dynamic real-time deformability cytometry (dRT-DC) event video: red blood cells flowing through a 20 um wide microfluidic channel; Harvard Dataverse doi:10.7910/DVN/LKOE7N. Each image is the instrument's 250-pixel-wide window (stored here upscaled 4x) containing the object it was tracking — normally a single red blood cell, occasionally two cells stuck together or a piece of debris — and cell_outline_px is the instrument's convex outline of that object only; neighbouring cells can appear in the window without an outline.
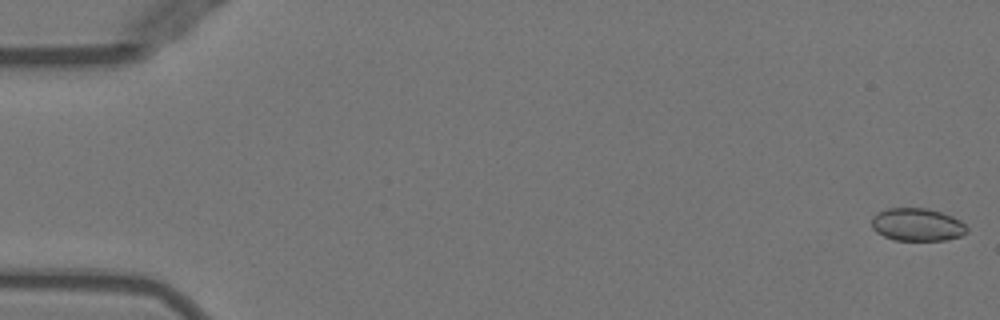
{"species": "Egyptian fruit bat (a non-hibernating species)", "species_latin": "Rousettus aegyptiacus", "temperature_condition": "warm", "stored_images_in_passage": 51, "camera_frame_rate_fps": 3000, "um_per_image_px": 0.085, "animal": {"sex": "female"}, "frame": {"image": 1, "passage_image": 1, "time_ms": 0.0, "image_size_px": [1000, 320], "cell_outline_px": [[968, 232], [960, 236], [944, 240], [896, 240], [884, 236], [876, 232], [872, 228], [872, 216], [876, 212], [888, 208], [928, 208], [952, 216], [960, 220], [968, 228]], "centroid_in_image_um": [77.95, 19.08], "position_along_channel_um": 7.1, "area_um2": 18.26}}
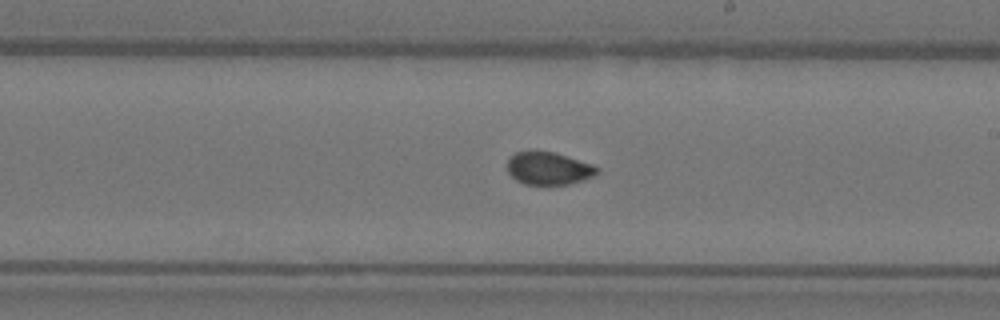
{"frame": {"image": 2, "passage_image": 30, "time_ms": 9.667, "image_size_px": [1000, 320], "cell_outline_px": [[600, 172], [596, 176], [584, 180], [568, 184], [524, 184], [516, 180], [508, 172], [508, 160], [516, 152], [552, 152], [592, 164], [600, 168]], "centroid_in_image_um": [46.68, 14.33], "position_along_channel_um": 242.3, "area_um2": 16.88}}
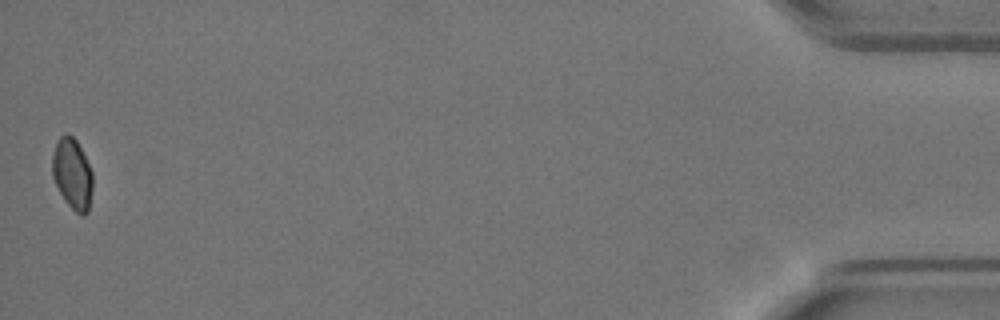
{"frame": {"image": 3, "passage_image": 51, "time_ms": 16.667, "image_size_px": [1000, 320], "cell_outline_px": [[92, 188], [88, 212], [84, 216], [80, 216], [64, 200], [52, 176], [52, 156], [56, 144], [60, 136], [64, 132], [68, 132], [76, 140], [92, 172]], "centroid_in_image_um": [6.14, 14.78], "position_along_channel_um": 429.1, "area_um2": 16.59}}